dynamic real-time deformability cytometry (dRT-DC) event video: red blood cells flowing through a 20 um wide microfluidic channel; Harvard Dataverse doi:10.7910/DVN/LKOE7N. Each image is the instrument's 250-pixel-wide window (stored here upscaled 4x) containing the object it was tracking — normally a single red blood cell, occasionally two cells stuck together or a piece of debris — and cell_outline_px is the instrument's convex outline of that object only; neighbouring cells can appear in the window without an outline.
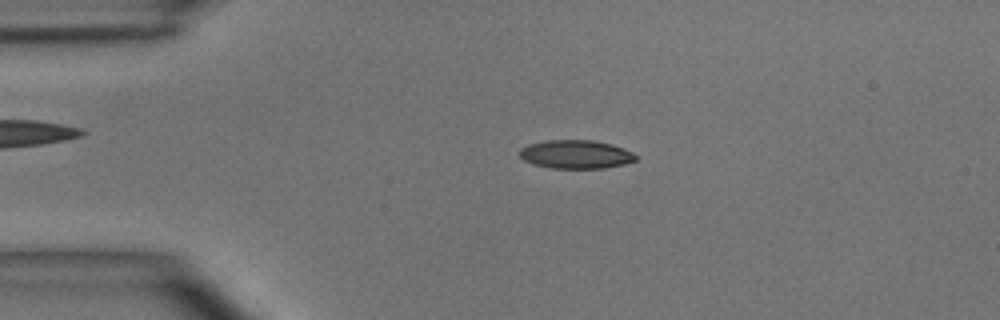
{"species": "common noctule bat (a hibernating species)", "species_latin": "Nyctalus noctula", "temperature_condition": "room temperature", "stored_images_in_passage": 45, "camera_frame_rate_fps": 3000, "um_per_image_px": 0.085, "animal": {"sex": "male", "body_mass_g": 15.6}, "frame": {"image": 1, "passage_image": 7, "time_ms": 2.0, "image_size_px": [1000, 320], "cell_outline_px": [[636, 160], [624, 164], [604, 168], [552, 168], [532, 164], [524, 160], [520, 156], [520, 148], [528, 144], [544, 140], [592, 140], [612, 144], [624, 148], [632, 152], [636, 156]], "centroid_in_image_um": [48.93, 13.11], "position_along_channel_um": 36.1, "area_um2": 19.36}}
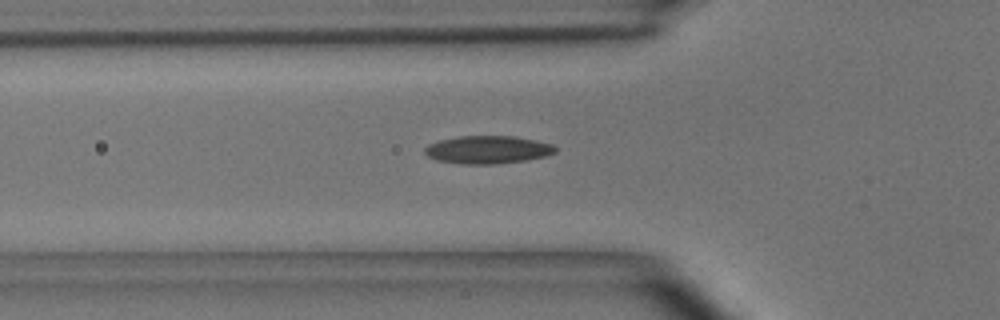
{"frame": {"image": 2, "passage_image": 13, "time_ms": 4.0, "image_size_px": [1000, 320], "cell_outline_px": [[556, 152], [544, 156], [524, 160], [492, 164], [460, 164], [436, 160], [428, 156], [424, 152], [424, 148], [428, 144], [440, 140], [456, 136], [516, 136], [536, 140], [552, 144], [556, 148]], "centroid_in_image_um": [41.42, 12.71], "position_along_channel_um": 84.4, "area_um2": 21.21}}
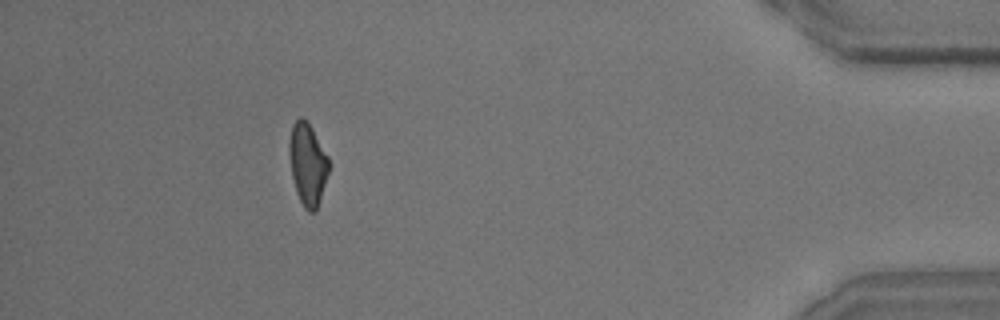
{"frame": {"image": 3, "passage_image": 41, "time_ms": 13.333, "image_size_px": [1000, 320], "cell_outline_px": [[328, 172], [320, 200], [316, 212], [308, 212], [304, 208], [296, 192], [292, 176], [288, 156], [288, 140], [292, 124], [300, 116], [308, 120], [328, 156]], "centroid_in_image_um": [26.12, 13.92], "position_along_channel_um": 409.1, "area_um2": 19.19}, "authors_computed_cell_mechanics": {"area_um2": 19.5942, "velocity_mm_per_s": 4.0602, "shape_relaxation_time_tau1_ms": 5.757, "shape_relaxation_time_tau2_ms": 2.2408, "deformation_change_tau1": 0.1526, "deformation_change_tau2": 0.0898}}